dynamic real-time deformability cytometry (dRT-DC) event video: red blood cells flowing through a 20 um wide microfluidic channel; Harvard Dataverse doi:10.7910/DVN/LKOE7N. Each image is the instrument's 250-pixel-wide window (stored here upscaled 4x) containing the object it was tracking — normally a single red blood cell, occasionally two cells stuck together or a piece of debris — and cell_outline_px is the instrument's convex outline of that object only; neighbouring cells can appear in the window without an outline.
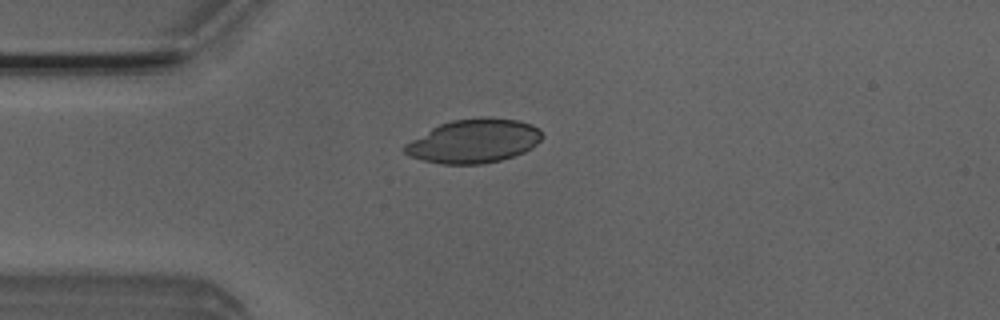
{"species": "Egyptian fruit bat (a non-hibernating species)", "species_latin": "Rousettus aegyptiacus", "temperature_condition": "room temperature", "stored_images_in_passage": 3, "camera_frame_rate_fps": 3000, "um_per_image_px": 0.085, "animal": {"sex": "male"}, "frame": {"image": 1, "passage_image": 2, "time_ms": 1.333, "image_size_px": [1000, 320], "cell_outline_px": [[544, 136], [532, 148], [524, 152], [500, 160], [480, 164], [440, 164], [408, 156], [400, 148], [404, 144], [432, 128], [440, 124], [452, 120], [480, 116], [488, 116], [516, 120], [532, 124], [540, 128]], "centroid_in_image_um": [40.28, 11.98], "position_along_channel_um": 44.7, "area_um2": 35.37}}